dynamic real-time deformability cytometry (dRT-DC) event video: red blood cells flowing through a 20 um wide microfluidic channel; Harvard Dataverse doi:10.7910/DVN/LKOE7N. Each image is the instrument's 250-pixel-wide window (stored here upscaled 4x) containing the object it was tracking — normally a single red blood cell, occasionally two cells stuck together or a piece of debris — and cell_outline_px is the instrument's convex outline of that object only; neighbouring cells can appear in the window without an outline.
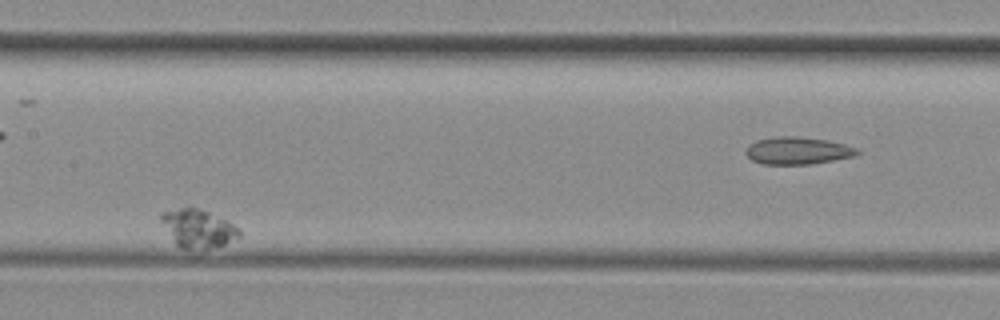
{"species": "common noctule bat (a hibernating species)", "species_latin": "Nyctalus noctula", "temperature_condition": "room temperature", "stored_images_in_passage": 7, "camera_frame_rate_fps": 3000, "um_per_image_px": 0.085, "animal": {"sex": "female", "body_mass_g": 29.2, "forearm_length_mm": 56.3}, "frame": {"image": 1, "passage_image": 5, "time_ms": 1.333, "image_size_px": [1000, 320], "cell_outline_px": [[240, 236], [224, 244], [208, 248], [180, 248], [176, 244], [160, 220], [160, 212], [180, 208], [196, 208], [208, 212], [240, 228]], "centroid_in_image_um": [16.81, 19.41], "position_along_channel_um": 190.6, "area_um2": 16.82}}